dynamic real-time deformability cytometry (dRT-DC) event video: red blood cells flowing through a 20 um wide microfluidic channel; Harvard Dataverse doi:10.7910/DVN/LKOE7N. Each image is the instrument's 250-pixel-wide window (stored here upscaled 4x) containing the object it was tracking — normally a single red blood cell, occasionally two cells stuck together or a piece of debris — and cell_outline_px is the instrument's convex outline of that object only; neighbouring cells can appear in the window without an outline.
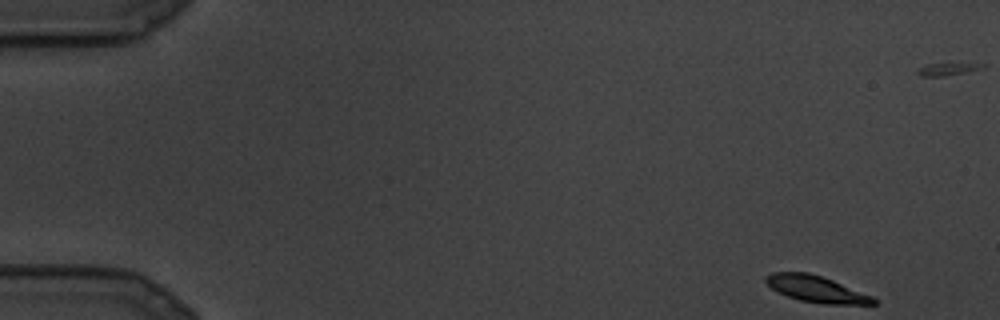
{"species": "common noctule bat (a hibernating species)", "species_latin": "Nyctalus noctula", "temperature_condition": "cold", "stored_images_in_passage": 12, "camera_frame_rate_fps": 3000, "um_per_image_px": 0.085, "animal": {"sex": "male", "body_mass_g": 19.5, "forearm_length_mm": 54.6}, "frame": {"image": 1, "passage_image": 1, "time_ms": 0.0, "image_size_px": [1000, 320], "cell_outline_px": [[876, 304], [824, 304], [800, 300], [776, 292], [764, 280], [764, 276], [772, 272], [808, 272], [832, 280], [872, 296], [876, 300]], "centroid_in_image_um": [69.34, 24.56], "position_along_channel_um": 15.7, "area_um2": 16.42}}